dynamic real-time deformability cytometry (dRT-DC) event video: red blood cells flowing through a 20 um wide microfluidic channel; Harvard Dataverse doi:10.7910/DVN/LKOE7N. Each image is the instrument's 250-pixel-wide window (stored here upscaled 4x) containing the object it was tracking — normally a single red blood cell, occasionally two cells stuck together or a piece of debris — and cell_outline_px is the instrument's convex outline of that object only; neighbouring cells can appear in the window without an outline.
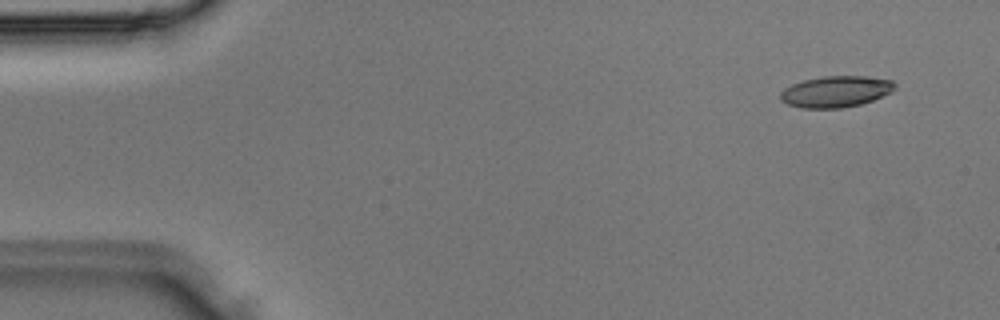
{"species": "Egyptian fruit bat (a non-hibernating species)", "species_latin": "Rousettus aegyptiacus", "temperature_condition": "room temperature", "stored_images_in_passage": 2, "camera_frame_rate_fps": 3000, "um_per_image_px": 0.085, "animal": {"sex": "male"}, "frame": {"image": 1, "passage_image": 2, "time_ms": 0.333, "image_size_px": [1000, 320], "cell_outline_px": [[896, 88], [892, 92], [872, 100], [860, 104], [840, 108], [800, 108], [788, 104], [780, 100], [780, 92], [784, 88], [792, 84], [804, 80], [824, 76], [864, 76], [892, 80], [896, 84]], "centroid_in_image_um": [71.04, 7.78], "position_along_channel_um": 14.0, "area_um2": 20.87}}